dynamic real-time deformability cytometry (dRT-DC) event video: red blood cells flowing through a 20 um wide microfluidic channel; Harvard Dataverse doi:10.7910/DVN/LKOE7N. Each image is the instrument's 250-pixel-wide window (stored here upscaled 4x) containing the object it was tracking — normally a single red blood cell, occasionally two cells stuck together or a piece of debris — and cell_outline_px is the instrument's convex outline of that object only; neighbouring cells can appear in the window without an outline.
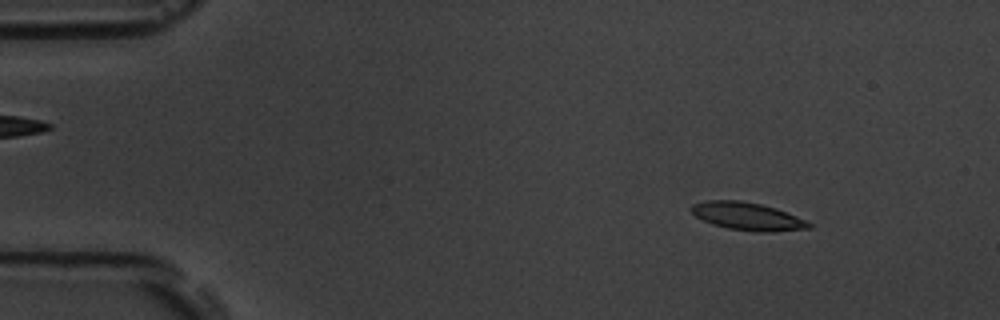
{"species": "common noctule bat (a hibernating species)", "species_latin": "Nyctalus noctula", "temperature_condition": "room temperature", "stored_images_in_passage": 53, "camera_frame_rate_fps": 3000, "um_per_image_px": 0.085, "animal": {"sex": "male", "body_mass_g": 19.5, "forearm_length_mm": 54.6}, "frame": {"image": 1, "passage_image": 6, "time_ms": 1.667, "image_size_px": [1000, 320], "cell_outline_px": [[812, 228], [772, 232], [756, 232], [728, 228], [712, 224], [696, 216], [688, 208], [692, 204], [708, 200], [740, 200], [760, 204], [776, 208], [796, 216], [812, 224]], "centroid_in_image_um": [63.52, 18.39], "position_along_channel_um": 21.5, "area_um2": 19.02}}
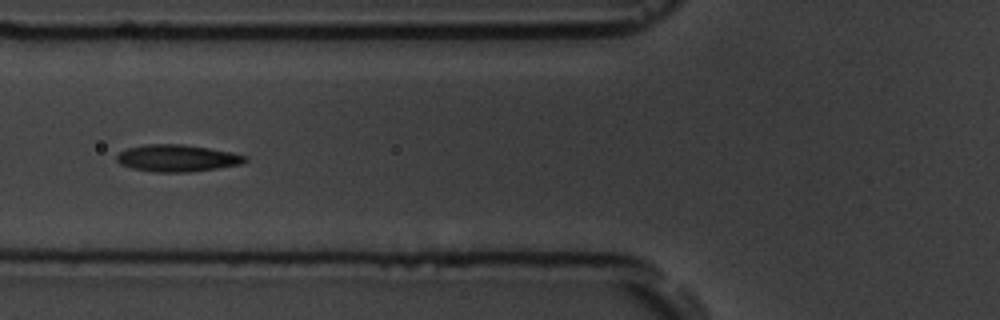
{"frame": {"image": 2, "passage_image": 20, "time_ms": 6.333, "image_size_px": [1000, 320], "cell_outline_px": [[248, 160], [240, 164], [216, 168], [188, 172], [156, 172], [132, 168], [120, 164], [116, 160], [116, 156], [120, 152], [128, 148], [144, 144], [180, 144], [208, 148], [232, 152], [248, 156]], "centroid_in_image_um": [15.06, 13.44], "position_along_channel_um": 110.7, "area_um2": 20.06}}
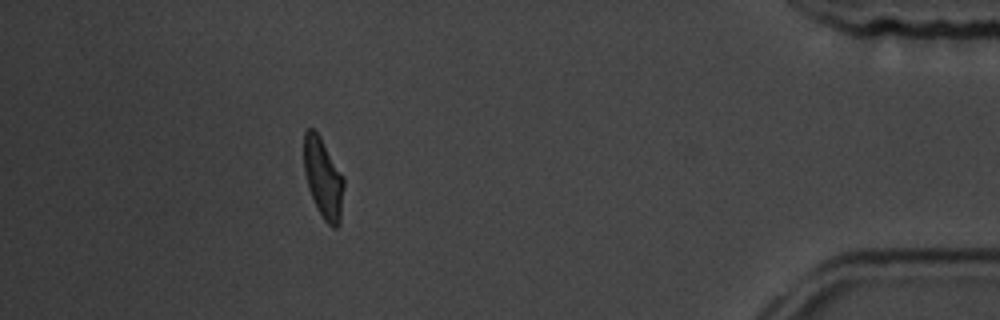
{"frame": {"image": 3, "passage_image": 48, "time_ms": 15.667, "image_size_px": [1000, 320], "cell_outline_px": [[344, 184], [340, 224], [336, 228], [332, 228], [324, 220], [316, 208], [308, 188], [304, 172], [304, 132], [308, 128], [312, 128], [320, 136], [344, 180]], "centroid_in_image_um": [27.46, 15.19], "position_along_channel_um": 407.7, "area_um2": 18.5}, "authors_computed_cell_mechanics": {"area_um2": 19.0162, "velocity_mm_per_s": 3.7465, "shape_relaxation_time_tau1_ms": 3.7666, "shape_relaxation_time_tau2_ms": 1.551, "deformation_change_tau1": 0.1583, "deformation_change_tau2": 0.0991}}